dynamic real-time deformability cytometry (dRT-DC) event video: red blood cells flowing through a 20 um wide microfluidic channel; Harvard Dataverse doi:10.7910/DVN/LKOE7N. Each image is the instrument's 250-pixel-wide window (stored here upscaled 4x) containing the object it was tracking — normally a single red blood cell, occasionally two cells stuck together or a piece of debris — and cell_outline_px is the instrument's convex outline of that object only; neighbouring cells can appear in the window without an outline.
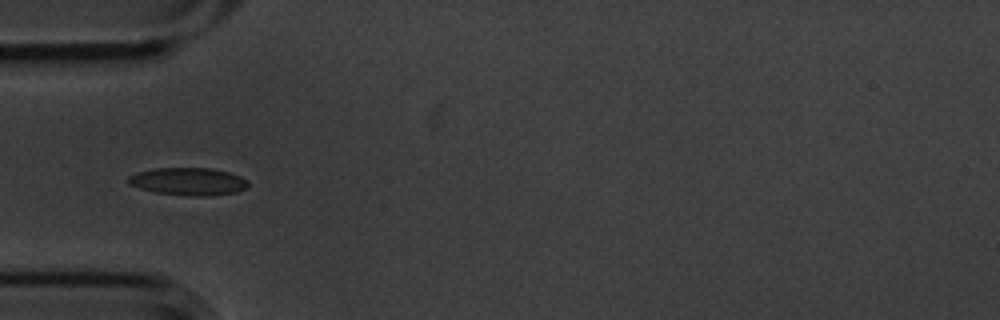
{"species": "common noctule bat (a hibernating species)", "species_latin": "Nyctalus noctula", "temperature_condition": "cold", "stored_images_in_passage": 9, "camera_frame_rate_fps": 3000, "um_per_image_px": 0.085, "animal": {"sex": "male", "body_mass_g": 20.1, "forearm_length_mm": 53.5}, "frame": {"image": 1, "passage_image": 4, "time_ms": 1.0, "image_size_px": [1000, 320], "cell_outline_px": [[248, 188], [236, 192], [208, 196], [188, 196], [156, 192], [140, 188], [128, 184], [128, 176], [136, 172], [156, 168], [212, 168], [228, 172], [240, 176], [248, 180]], "centroid_in_image_um": [16.02, 15.42], "position_along_channel_um": 69.0, "area_um2": 19.36}}
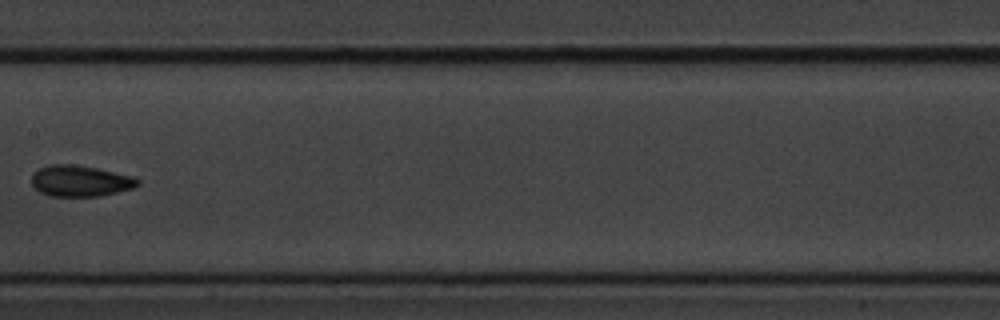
{"frame": {"image": 2, "passage_image": 7, "time_ms": 2.0, "image_size_px": [1000, 320], "cell_outline_px": [[140, 184], [132, 188], [100, 196], [48, 196], [40, 192], [32, 184], [32, 172], [40, 168], [52, 164], [68, 164], [96, 168], [136, 176], [140, 180]], "centroid_in_image_um": [6.84, 15.38], "position_along_channel_um": 200.6, "area_um2": 19.25}}
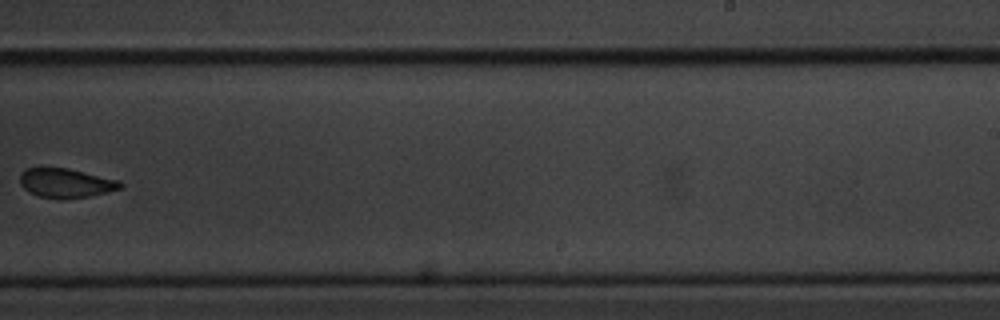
{"frame": {"image": 3, "passage_image": 9, "time_ms": 2.667, "image_size_px": [1000, 320], "cell_outline_px": [[124, 184], [120, 188], [88, 196], [60, 200], [36, 196], [28, 192], [20, 184], [20, 172], [28, 168], [40, 164], [68, 168], [120, 180]], "centroid_in_image_um": [5.5, 15.52], "position_along_channel_um": 283.5, "area_um2": 17.8}}